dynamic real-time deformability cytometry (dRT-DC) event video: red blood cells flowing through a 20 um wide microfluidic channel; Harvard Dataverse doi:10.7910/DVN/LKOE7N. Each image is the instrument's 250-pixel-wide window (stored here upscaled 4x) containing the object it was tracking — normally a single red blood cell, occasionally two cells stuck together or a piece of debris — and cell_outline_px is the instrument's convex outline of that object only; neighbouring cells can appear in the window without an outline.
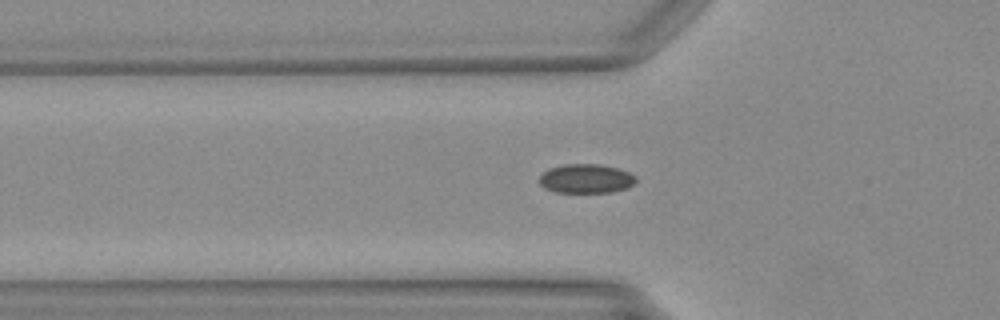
{"species": "Egyptian fruit bat (a non-hibernating species)", "species_latin": "Rousettus aegyptiacus", "temperature_condition": "warm", "stored_images_in_passage": 32, "camera_frame_rate_fps": 3000, "um_per_image_px": 0.085, "animal": {"sex": "female"}, "frame": {"image": 1, "passage_image": 3, "time_ms": 0.667, "image_size_px": [1000, 320], "cell_outline_px": [[636, 180], [628, 188], [612, 192], [556, 192], [544, 188], [540, 184], [540, 176], [548, 168], [564, 164], [600, 164], [616, 168], [628, 172], [636, 176]], "centroid_in_image_um": [49.8, 15.18], "position_along_channel_um": 76.0, "area_um2": 16.36}}
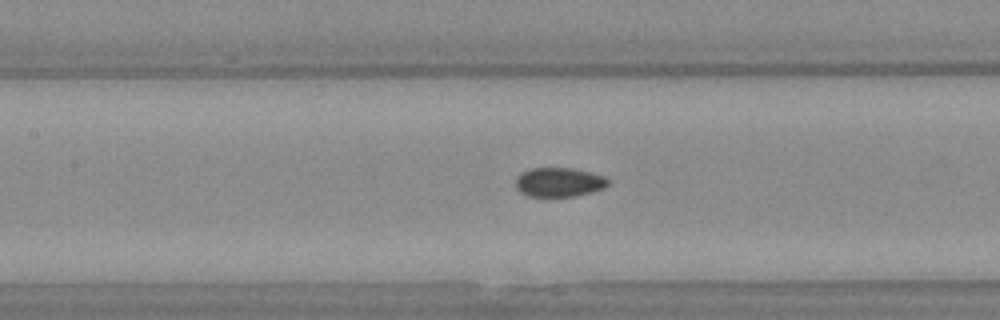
{"frame": {"image": 2, "passage_image": 9, "time_ms": 2.667, "image_size_px": [1000, 320], "cell_outline_px": [[608, 184], [604, 188], [592, 192], [572, 196], [528, 196], [520, 192], [516, 188], [516, 176], [532, 168], [568, 168], [588, 172], [604, 176], [608, 180]], "centroid_in_image_um": [47.5, 15.49], "position_along_channel_um": 159.9, "area_um2": 15.49}}
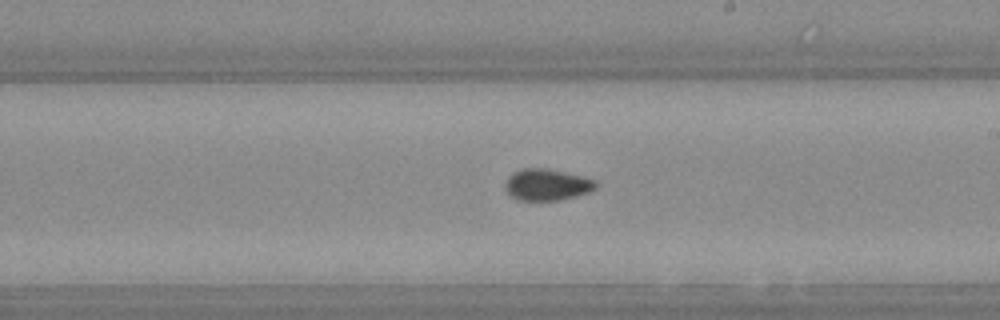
{"frame": {"image": 3, "passage_image": 15, "time_ms": 4.667, "image_size_px": [1000, 320], "cell_outline_px": [[596, 188], [588, 192], [560, 200], [516, 200], [504, 188], [504, 184], [508, 176], [512, 172], [520, 168], [544, 168], [584, 176], [596, 180]], "centroid_in_image_um": [46.45, 15.69], "position_along_channel_um": 242.5, "area_um2": 16.7}}